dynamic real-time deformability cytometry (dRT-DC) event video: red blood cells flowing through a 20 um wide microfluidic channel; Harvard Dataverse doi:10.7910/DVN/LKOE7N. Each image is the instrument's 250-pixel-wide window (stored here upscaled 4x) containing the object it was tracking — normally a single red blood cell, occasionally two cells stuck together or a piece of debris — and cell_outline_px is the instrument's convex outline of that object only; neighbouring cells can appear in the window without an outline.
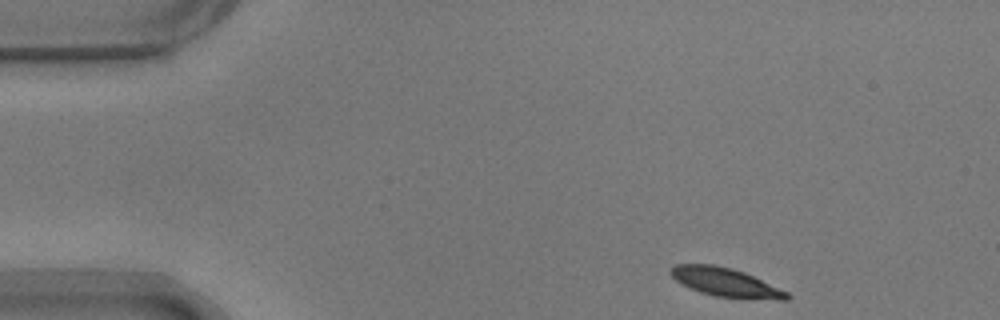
{"species": "common noctule bat (a hibernating species)", "species_latin": "Nyctalus noctula", "temperature_condition": "warm", "stored_images_in_passage": 49, "camera_frame_rate_fps": 3000, "um_per_image_px": 0.085, "animal": {"sex": "male", "body_mass_g": 17.9}, "frame": {"image": 1, "passage_image": 1, "time_ms": 0.0, "image_size_px": [1000, 320], "cell_outline_px": [[792, 296], [788, 300], [780, 300], [716, 296], [700, 292], [688, 288], [680, 284], [668, 272], [668, 268], [676, 264], [712, 264], [732, 268], [744, 272], [788, 292]], "centroid_in_image_um": [61.63, 23.99], "position_along_channel_um": 23.4, "area_um2": 19.48}}
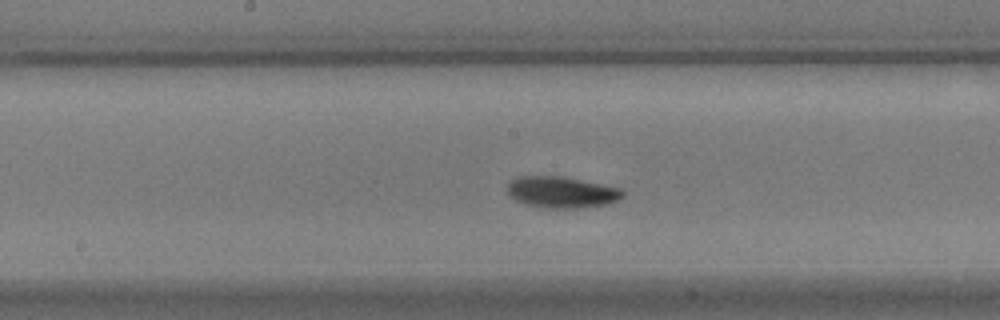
{"frame": {"image": 2, "passage_image": 22, "time_ms": 7.0, "image_size_px": [1000, 320], "cell_outline_px": [[624, 196], [608, 204], [576, 208], [544, 208], [524, 204], [508, 196], [508, 184], [512, 180], [520, 176], [560, 176], [620, 188], [624, 192]], "centroid_in_image_um": [47.7, 16.35], "position_along_channel_um": 200.5, "area_um2": 20.92}}
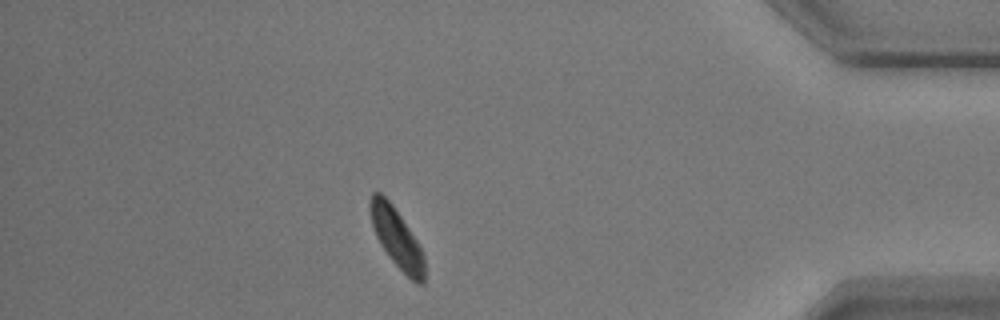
{"frame": {"image": 3, "passage_image": 42, "time_ms": 13.667, "image_size_px": [1000, 320], "cell_outline_px": [[424, 284], [416, 284], [388, 256], [380, 244], [376, 236], [372, 224], [368, 208], [368, 204], [372, 192], [380, 192], [392, 204], [416, 240], [424, 256]], "centroid_in_image_um": [33.68, 20.21], "position_along_channel_um": 401.5, "area_um2": 18.5}, "authors_computed_cell_mechanics": {"area_um2": 20.1722, "velocity_mm_per_s": 3.6233, "shape_relaxation_time_tau1_ms": 2.2315, "shape_relaxation_time_tau2_ms": 7.1011, "deformation_change_tau1": 0.0996, "deformation_change_tau2": 0.1072}}